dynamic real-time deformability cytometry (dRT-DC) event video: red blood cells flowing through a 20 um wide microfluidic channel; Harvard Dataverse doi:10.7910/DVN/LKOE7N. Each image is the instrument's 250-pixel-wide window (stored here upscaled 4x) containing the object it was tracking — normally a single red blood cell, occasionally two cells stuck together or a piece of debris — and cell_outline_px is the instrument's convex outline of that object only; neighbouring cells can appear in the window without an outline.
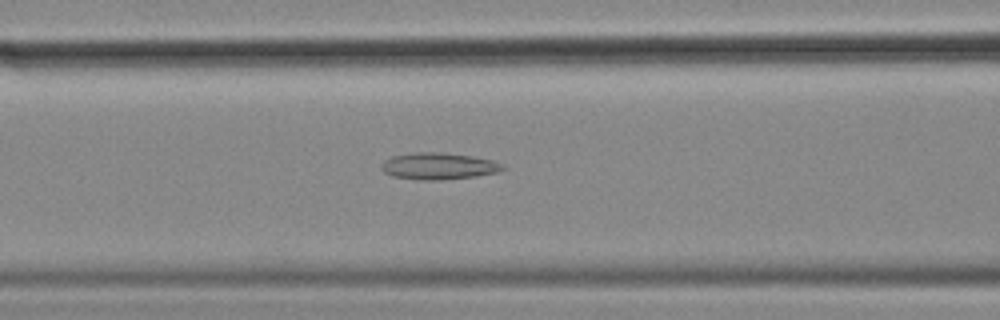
{"species": "common noctule bat (a hibernating species)", "species_latin": "Nyctalus noctula", "temperature_condition": "cold", "stored_images_in_passage": 37, "camera_frame_rate_fps": 3000, "um_per_image_px": 0.085, "animal": {"sex": "female", "body_mass_g": 18.4}, "frame": {"image": 1, "passage_image": 14, "time_ms": 4.333, "image_size_px": [1000, 320], "cell_outline_px": [[504, 168], [496, 172], [476, 176], [440, 180], [428, 180], [392, 176], [384, 172], [380, 168], [380, 164], [384, 160], [392, 156], [412, 152], [440, 152], [472, 156], [492, 160], [500, 164]], "centroid_in_image_um": [37.21, 14.11], "position_along_channel_um": 129.4, "area_um2": 18.73}}
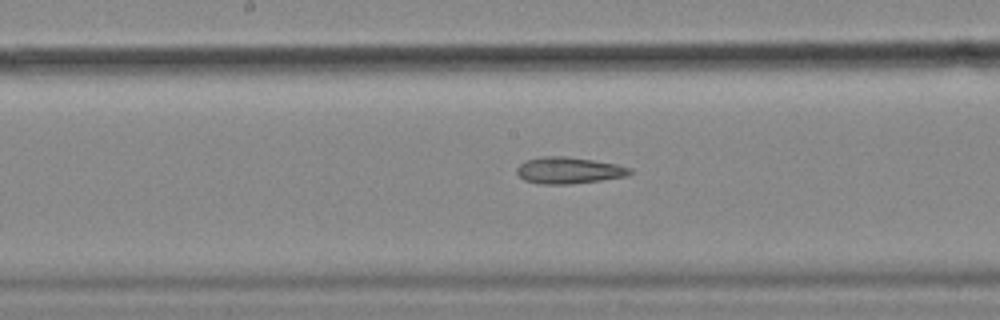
{"frame": {"image": 2, "passage_image": 20, "time_ms": 6.333, "image_size_px": [1000, 320], "cell_outline_px": [[632, 172], [628, 176], [600, 180], [568, 184], [540, 184], [524, 180], [516, 172], [516, 168], [524, 160], [544, 156], [564, 156], [592, 160], [616, 164], [632, 168]], "centroid_in_image_um": [48.33, 14.48], "position_along_channel_um": 199.9, "area_um2": 17.46}}
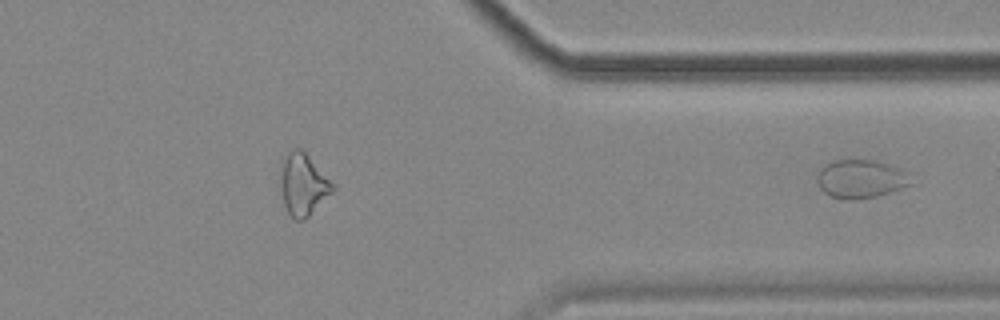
{"frame": {"image": 3, "passage_image": 37, "time_ms": 12.0, "image_size_px": [1000, 320], "cell_outline_px": [[916, 184], [876, 196], [848, 200], [832, 196], [824, 192], [820, 188], [816, 180], [816, 176], [820, 168], [824, 164], [832, 160], [880, 160], [900, 168], [908, 172]], "centroid_in_image_um": [73.21, 15.18], "position_along_channel_um": 338.2, "area_um2": 21.44}}